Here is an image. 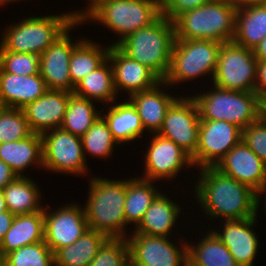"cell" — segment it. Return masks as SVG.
<instances>
[{"mask_svg": "<svg viewBox=\"0 0 266 266\" xmlns=\"http://www.w3.org/2000/svg\"><path fill=\"white\" fill-rule=\"evenodd\" d=\"M199 171V182L194 185L195 199L206 217L231 221L258 216V193L250 186L222 174L215 167H202Z\"/></svg>", "mask_w": 266, "mask_h": 266, "instance_id": "1", "label": "cell"}, {"mask_svg": "<svg viewBox=\"0 0 266 266\" xmlns=\"http://www.w3.org/2000/svg\"><path fill=\"white\" fill-rule=\"evenodd\" d=\"M86 10L79 11L78 17L86 23H101L116 35L118 45L128 35L149 26L162 14L159 0H89Z\"/></svg>", "mask_w": 266, "mask_h": 266, "instance_id": "2", "label": "cell"}, {"mask_svg": "<svg viewBox=\"0 0 266 266\" xmlns=\"http://www.w3.org/2000/svg\"><path fill=\"white\" fill-rule=\"evenodd\" d=\"M91 178L88 199L83 205L88 227L107 238H126V179Z\"/></svg>", "mask_w": 266, "mask_h": 266, "instance_id": "3", "label": "cell"}, {"mask_svg": "<svg viewBox=\"0 0 266 266\" xmlns=\"http://www.w3.org/2000/svg\"><path fill=\"white\" fill-rule=\"evenodd\" d=\"M175 39L173 22L161 15L149 26L128 35L117 46L163 81L170 69Z\"/></svg>", "mask_w": 266, "mask_h": 266, "instance_id": "4", "label": "cell"}, {"mask_svg": "<svg viewBox=\"0 0 266 266\" xmlns=\"http://www.w3.org/2000/svg\"><path fill=\"white\" fill-rule=\"evenodd\" d=\"M237 8L224 0H211L184 12L174 21L176 39L232 41Z\"/></svg>", "mask_w": 266, "mask_h": 266, "instance_id": "5", "label": "cell"}, {"mask_svg": "<svg viewBox=\"0 0 266 266\" xmlns=\"http://www.w3.org/2000/svg\"><path fill=\"white\" fill-rule=\"evenodd\" d=\"M77 18L78 11L24 18L2 32L0 45L6 51L40 56Z\"/></svg>", "mask_w": 266, "mask_h": 266, "instance_id": "6", "label": "cell"}, {"mask_svg": "<svg viewBox=\"0 0 266 266\" xmlns=\"http://www.w3.org/2000/svg\"><path fill=\"white\" fill-rule=\"evenodd\" d=\"M192 96L195 100L200 120H222L234 124L242 130L258 120V95L219 88Z\"/></svg>", "mask_w": 266, "mask_h": 266, "instance_id": "7", "label": "cell"}, {"mask_svg": "<svg viewBox=\"0 0 266 266\" xmlns=\"http://www.w3.org/2000/svg\"><path fill=\"white\" fill-rule=\"evenodd\" d=\"M220 42L214 40L175 39L171 64L164 81V87L191 81L199 76L211 73L212 79L216 72Z\"/></svg>", "mask_w": 266, "mask_h": 266, "instance_id": "8", "label": "cell"}, {"mask_svg": "<svg viewBox=\"0 0 266 266\" xmlns=\"http://www.w3.org/2000/svg\"><path fill=\"white\" fill-rule=\"evenodd\" d=\"M257 59L252 49L223 42L218 53L213 85L227 90L255 92Z\"/></svg>", "mask_w": 266, "mask_h": 266, "instance_id": "9", "label": "cell"}, {"mask_svg": "<svg viewBox=\"0 0 266 266\" xmlns=\"http://www.w3.org/2000/svg\"><path fill=\"white\" fill-rule=\"evenodd\" d=\"M43 168L45 171L60 174H87L82 138L61 128L48 130L41 134Z\"/></svg>", "mask_w": 266, "mask_h": 266, "instance_id": "10", "label": "cell"}, {"mask_svg": "<svg viewBox=\"0 0 266 266\" xmlns=\"http://www.w3.org/2000/svg\"><path fill=\"white\" fill-rule=\"evenodd\" d=\"M126 239L131 266H187L188 241H179V248L168 237L132 233Z\"/></svg>", "mask_w": 266, "mask_h": 266, "instance_id": "11", "label": "cell"}, {"mask_svg": "<svg viewBox=\"0 0 266 266\" xmlns=\"http://www.w3.org/2000/svg\"><path fill=\"white\" fill-rule=\"evenodd\" d=\"M200 115L195 100L191 97H177L167 109L160 136L172 140L191 157L198 147Z\"/></svg>", "mask_w": 266, "mask_h": 266, "instance_id": "12", "label": "cell"}, {"mask_svg": "<svg viewBox=\"0 0 266 266\" xmlns=\"http://www.w3.org/2000/svg\"><path fill=\"white\" fill-rule=\"evenodd\" d=\"M242 141V129L222 120H201L198 147L191 157L193 165L214 167L235 145Z\"/></svg>", "mask_w": 266, "mask_h": 266, "instance_id": "13", "label": "cell"}, {"mask_svg": "<svg viewBox=\"0 0 266 266\" xmlns=\"http://www.w3.org/2000/svg\"><path fill=\"white\" fill-rule=\"evenodd\" d=\"M83 24L78 17L57 39L39 56V74L45 80L48 89L64 90L73 93L69 62L73 49L83 40L71 42L72 28Z\"/></svg>", "mask_w": 266, "mask_h": 266, "instance_id": "14", "label": "cell"}, {"mask_svg": "<svg viewBox=\"0 0 266 266\" xmlns=\"http://www.w3.org/2000/svg\"><path fill=\"white\" fill-rule=\"evenodd\" d=\"M48 211L52 210L44 206V241L53 253L73 244L89 229L84 207L78 203Z\"/></svg>", "mask_w": 266, "mask_h": 266, "instance_id": "15", "label": "cell"}, {"mask_svg": "<svg viewBox=\"0 0 266 266\" xmlns=\"http://www.w3.org/2000/svg\"><path fill=\"white\" fill-rule=\"evenodd\" d=\"M152 136L145 155V173L141 178L151 181L171 180L185 165L187 168L194 167L191 156L175 142L159 134Z\"/></svg>", "mask_w": 266, "mask_h": 266, "instance_id": "16", "label": "cell"}, {"mask_svg": "<svg viewBox=\"0 0 266 266\" xmlns=\"http://www.w3.org/2000/svg\"><path fill=\"white\" fill-rule=\"evenodd\" d=\"M219 172L250 186L258 194L266 181V164L243 142L214 166Z\"/></svg>", "mask_w": 266, "mask_h": 266, "instance_id": "17", "label": "cell"}, {"mask_svg": "<svg viewBox=\"0 0 266 266\" xmlns=\"http://www.w3.org/2000/svg\"><path fill=\"white\" fill-rule=\"evenodd\" d=\"M108 59L113 67L117 94L125 90L130 97L162 81L151 69L130 58L117 45H110Z\"/></svg>", "mask_w": 266, "mask_h": 266, "instance_id": "18", "label": "cell"}, {"mask_svg": "<svg viewBox=\"0 0 266 266\" xmlns=\"http://www.w3.org/2000/svg\"><path fill=\"white\" fill-rule=\"evenodd\" d=\"M257 216L243 220L223 221L221 229L214 230L213 233L229 249L239 266H253L258 253L259 239L252 227L257 222ZM221 231V232H220Z\"/></svg>", "mask_w": 266, "mask_h": 266, "instance_id": "19", "label": "cell"}, {"mask_svg": "<svg viewBox=\"0 0 266 266\" xmlns=\"http://www.w3.org/2000/svg\"><path fill=\"white\" fill-rule=\"evenodd\" d=\"M71 92L48 89L44 95L22 108L33 133L60 128Z\"/></svg>", "mask_w": 266, "mask_h": 266, "instance_id": "20", "label": "cell"}, {"mask_svg": "<svg viewBox=\"0 0 266 266\" xmlns=\"http://www.w3.org/2000/svg\"><path fill=\"white\" fill-rule=\"evenodd\" d=\"M48 90L41 75H15L0 69V104L3 107L24 108Z\"/></svg>", "mask_w": 266, "mask_h": 266, "instance_id": "21", "label": "cell"}, {"mask_svg": "<svg viewBox=\"0 0 266 266\" xmlns=\"http://www.w3.org/2000/svg\"><path fill=\"white\" fill-rule=\"evenodd\" d=\"M163 85L164 81H161L153 88L132 94L127 98L140 116L144 130L153 134L160 131L167 109L177 99L160 88Z\"/></svg>", "mask_w": 266, "mask_h": 266, "instance_id": "22", "label": "cell"}, {"mask_svg": "<svg viewBox=\"0 0 266 266\" xmlns=\"http://www.w3.org/2000/svg\"><path fill=\"white\" fill-rule=\"evenodd\" d=\"M181 207L164 193H159L144 213L142 220L132 233L151 236L172 237V228L181 215Z\"/></svg>", "mask_w": 266, "mask_h": 266, "instance_id": "23", "label": "cell"}, {"mask_svg": "<svg viewBox=\"0 0 266 266\" xmlns=\"http://www.w3.org/2000/svg\"><path fill=\"white\" fill-rule=\"evenodd\" d=\"M0 159L20 177L25 176L23 172L30 165L43 168L41 134L32 133L19 141L0 143Z\"/></svg>", "mask_w": 266, "mask_h": 266, "instance_id": "24", "label": "cell"}, {"mask_svg": "<svg viewBox=\"0 0 266 266\" xmlns=\"http://www.w3.org/2000/svg\"><path fill=\"white\" fill-rule=\"evenodd\" d=\"M44 241V208L41 211L15 215L10 229L0 244V254L7 253L23 246Z\"/></svg>", "mask_w": 266, "mask_h": 266, "instance_id": "25", "label": "cell"}, {"mask_svg": "<svg viewBox=\"0 0 266 266\" xmlns=\"http://www.w3.org/2000/svg\"><path fill=\"white\" fill-rule=\"evenodd\" d=\"M266 36V0L237 8L233 42L253 49Z\"/></svg>", "mask_w": 266, "mask_h": 266, "instance_id": "26", "label": "cell"}, {"mask_svg": "<svg viewBox=\"0 0 266 266\" xmlns=\"http://www.w3.org/2000/svg\"><path fill=\"white\" fill-rule=\"evenodd\" d=\"M126 101L113 105L109 109H106L103 115L101 110V116L105 119L113 138L117 141L119 145H122L124 142H131L138 139L142 136V133L145 131L141 123L140 116L138 115L133 104L125 98Z\"/></svg>", "mask_w": 266, "mask_h": 266, "instance_id": "27", "label": "cell"}, {"mask_svg": "<svg viewBox=\"0 0 266 266\" xmlns=\"http://www.w3.org/2000/svg\"><path fill=\"white\" fill-rule=\"evenodd\" d=\"M39 186L28 176H17L3 189L7 210L14 215L31 214L41 211Z\"/></svg>", "mask_w": 266, "mask_h": 266, "instance_id": "28", "label": "cell"}, {"mask_svg": "<svg viewBox=\"0 0 266 266\" xmlns=\"http://www.w3.org/2000/svg\"><path fill=\"white\" fill-rule=\"evenodd\" d=\"M73 93L83 98L112 105L118 94L114 86L113 67L109 59L81 79L75 85Z\"/></svg>", "mask_w": 266, "mask_h": 266, "instance_id": "29", "label": "cell"}, {"mask_svg": "<svg viewBox=\"0 0 266 266\" xmlns=\"http://www.w3.org/2000/svg\"><path fill=\"white\" fill-rule=\"evenodd\" d=\"M195 245V246H194ZM187 243V260L190 266H239L212 230L196 244Z\"/></svg>", "mask_w": 266, "mask_h": 266, "instance_id": "30", "label": "cell"}, {"mask_svg": "<svg viewBox=\"0 0 266 266\" xmlns=\"http://www.w3.org/2000/svg\"><path fill=\"white\" fill-rule=\"evenodd\" d=\"M106 239L104 234L87 229L76 242L54 253V266H88Z\"/></svg>", "mask_w": 266, "mask_h": 266, "instance_id": "31", "label": "cell"}, {"mask_svg": "<svg viewBox=\"0 0 266 266\" xmlns=\"http://www.w3.org/2000/svg\"><path fill=\"white\" fill-rule=\"evenodd\" d=\"M151 180L143 178L126 179V198L124 203L125 220L135 227L142 220L144 213L160 193Z\"/></svg>", "mask_w": 266, "mask_h": 266, "instance_id": "32", "label": "cell"}, {"mask_svg": "<svg viewBox=\"0 0 266 266\" xmlns=\"http://www.w3.org/2000/svg\"><path fill=\"white\" fill-rule=\"evenodd\" d=\"M109 47L110 44L102 48L97 42L83 38L73 49L69 62V72L74 85L108 59Z\"/></svg>", "mask_w": 266, "mask_h": 266, "instance_id": "33", "label": "cell"}, {"mask_svg": "<svg viewBox=\"0 0 266 266\" xmlns=\"http://www.w3.org/2000/svg\"><path fill=\"white\" fill-rule=\"evenodd\" d=\"M92 102L94 101L71 93L60 128L82 137L101 116V111H97Z\"/></svg>", "mask_w": 266, "mask_h": 266, "instance_id": "34", "label": "cell"}, {"mask_svg": "<svg viewBox=\"0 0 266 266\" xmlns=\"http://www.w3.org/2000/svg\"><path fill=\"white\" fill-rule=\"evenodd\" d=\"M81 138L85 159L87 154L107 159L114 151V146L119 145L102 116L97 118Z\"/></svg>", "mask_w": 266, "mask_h": 266, "instance_id": "35", "label": "cell"}, {"mask_svg": "<svg viewBox=\"0 0 266 266\" xmlns=\"http://www.w3.org/2000/svg\"><path fill=\"white\" fill-rule=\"evenodd\" d=\"M4 266H54V253L45 241L26 245L7 253Z\"/></svg>", "mask_w": 266, "mask_h": 266, "instance_id": "36", "label": "cell"}, {"mask_svg": "<svg viewBox=\"0 0 266 266\" xmlns=\"http://www.w3.org/2000/svg\"><path fill=\"white\" fill-rule=\"evenodd\" d=\"M32 133L22 109L0 108V143L19 141Z\"/></svg>", "mask_w": 266, "mask_h": 266, "instance_id": "37", "label": "cell"}, {"mask_svg": "<svg viewBox=\"0 0 266 266\" xmlns=\"http://www.w3.org/2000/svg\"><path fill=\"white\" fill-rule=\"evenodd\" d=\"M129 244L126 238H107L88 266H129Z\"/></svg>", "mask_w": 266, "mask_h": 266, "instance_id": "38", "label": "cell"}, {"mask_svg": "<svg viewBox=\"0 0 266 266\" xmlns=\"http://www.w3.org/2000/svg\"><path fill=\"white\" fill-rule=\"evenodd\" d=\"M0 69L15 75L29 76L39 73V55L6 51L0 45Z\"/></svg>", "mask_w": 266, "mask_h": 266, "instance_id": "39", "label": "cell"}, {"mask_svg": "<svg viewBox=\"0 0 266 266\" xmlns=\"http://www.w3.org/2000/svg\"><path fill=\"white\" fill-rule=\"evenodd\" d=\"M242 141L266 164V123L257 120L244 128Z\"/></svg>", "mask_w": 266, "mask_h": 266, "instance_id": "40", "label": "cell"}, {"mask_svg": "<svg viewBox=\"0 0 266 266\" xmlns=\"http://www.w3.org/2000/svg\"><path fill=\"white\" fill-rule=\"evenodd\" d=\"M211 0H159L161 14L173 22L179 15Z\"/></svg>", "mask_w": 266, "mask_h": 266, "instance_id": "41", "label": "cell"}, {"mask_svg": "<svg viewBox=\"0 0 266 266\" xmlns=\"http://www.w3.org/2000/svg\"><path fill=\"white\" fill-rule=\"evenodd\" d=\"M255 92L266 94V60H257Z\"/></svg>", "mask_w": 266, "mask_h": 266, "instance_id": "42", "label": "cell"}, {"mask_svg": "<svg viewBox=\"0 0 266 266\" xmlns=\"http://www.w3.org/2000/svg\"><path fill=\"white\" fill-rule=\"evenodd\" d=\"M16 177L17 175L11 170V168L0 159V190L12 182Z\"/></svg>", "mask_w": 266, "mask_h": 266, "instance_id": "43", "label": "cell"}, {"mask_svg": "<svg viewBox=\"0 0 266 266\" xmlns=\"http://www.w3.org/2000/svg\"><path fill=\"white\" fill-rule=\"evenodd\" d=\"M15 215L9 210L0 213V244L5 237L6 232L12 226Z\"/></svg>", "mask_w": 266, "mask_h": 266, "instance_id": "44", "label": "cell"}, {"mask_svg": "<svg viewBox=\"0 0 266 266\" xmlns=\"http://www.w3.org/2000/svg\"><path fill=\"white\" fill-rule=\"evenodd\" d=\"M258 95V120L266 123V94Z\"/></svg>", "mask_w": 266, "mask_h": 266, "instance_id": "45", "label": "cell"}, {"mask_svg": "<svg viewBox=\"0 0 266 266\" xmlns=\"http://www.w3.org/2000/svg\"><path fill=\"white\" fill-rule=\"evenodd\" d=\"M252 50L257 60H266V36Z\"/></svg>", "mask_w": 266, "mask_h": 266, "instance_id": "46", "label": "cell"}, {"mask_svg": "<svg viewBox=\"0 0 266 266\" xmlns=\"http://www.w3.org/2000/svg\"><path fill=\"white\" fill-rule=\"evenodd\" d=\"M224 1L227 2L228 4H231L232 6L236 8H240V7H244L247 5L260 3L265 0H224Z\"/></svg>", "mask_w": 266, "mask_h": 266, "instance_id": "47", "label": "cell"}, {"mask_svg": "<svg viewBox=\"0 0 266 266\" xmlns=\"http://www.w3.org/2000/svg\"><path fill=\"white\" fill-rule=\"evenodd\" d=\"M263 194H264V196H262ZM265 195H266V181H265L263 189L258 194V203H260V204L263 203V205H266V196ZM262 198H264V200Z\"/></svg>", "mask_w": 266, "mask_h": 266, "instance_id": "48", "label": "cell"}, {"mask_svg": "<svg viewBox=\"0 0 266 266\" xmlns=\"http://www.w3.org/2000/svg\"><path fill=\"white\" fill-rule=\"evenodd\" d=\"M4 211H7V207H6V202H5L3 191L0 190V213Z\"/></svg>", "mask_w": 266, "mask_h": 266, "instance_id": "49", "label": "cell"}, {"mask_svg": "<svg viewBox=\"0 0 266 266\" xmlns=\"http://www.w3.org/2000/svg\"><path fill=\"white\" fill-rule=\"evenodd\" d=\"M17 2V1H19V0H0V6H4L5 4H9V3H11V2Z\"/></svg>", "mask_w": 266, "mask_h": 266, "instance_id": "50", "label": "cell"}, {"mask_svg": "<svg viewBox=\"0 0 266 266\" xmlns=\"http://www.w3.org/2000/svg\"><path fill=\"white\" fill-rule=\"evenodd\" d=\"M0 266H4V257L0 254Z\"/></svg>", "mask_w": 266, "mask_h": 266, "instance_id": "51", "label": "cell"}]
</instances>
